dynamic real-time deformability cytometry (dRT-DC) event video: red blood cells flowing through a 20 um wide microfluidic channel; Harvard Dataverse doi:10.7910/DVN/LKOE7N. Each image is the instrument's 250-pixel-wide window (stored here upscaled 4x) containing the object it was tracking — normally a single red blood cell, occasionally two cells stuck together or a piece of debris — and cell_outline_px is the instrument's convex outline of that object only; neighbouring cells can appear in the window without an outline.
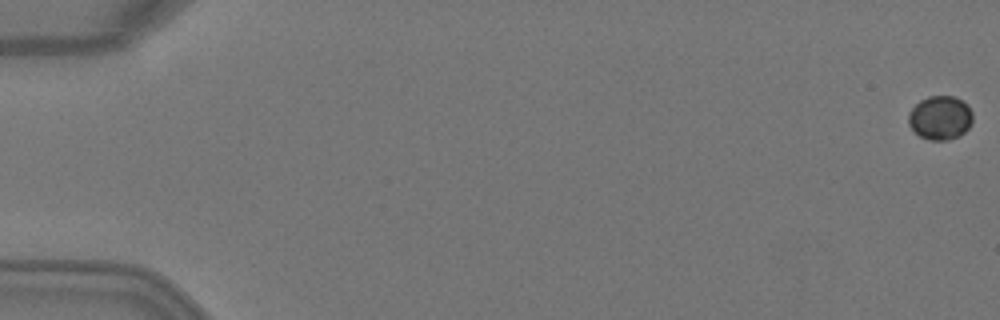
{"species": "Egyptian fruit bat (a non-hibernating species)", "species_latin": "Rousettus aegyptiacus", "temperature_condition": "warm", "stored_images_in_passage": 4, "camera_frame_rate_fps": 3000, "um_per_image_px": 0.085, "animal": {"sex": "female"}, "frame": {"image": 1, "passage_image": 1, "time_ms": 0.0, "image_size_px": [1000, 320], "cell_outline_px": [[972, 124], [960, 136], [948, 140], [928, 140], [920, 136], [908, 124], [908, 112], [920, 100], [928, 96], [956, 96], [968, 104], [972, 112]], "centroid_in_image_um": [79.93, 10.0], "position_along_channel_um": 5.1, "area_um2": 16.65}}
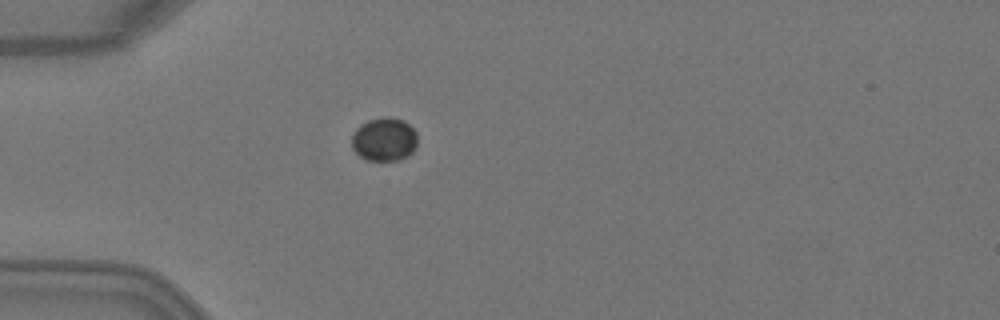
{"frame": {"image": 2, "passage_image": 4, "time_ms": 1.0, "image_size_px": [1000, 320], "cell_outline_px": [[416, 148], [412, 152], [396, 160], [364, 160], [352, 148], [352, 136], [356, 128], [360, 124], [368, 120], [388, 116], [404, 120], [416, 132]], "centroid_in_image_um": [32.64, 11.83], "position_along_channel_um": 52.4, "area_um2": 16.59}}